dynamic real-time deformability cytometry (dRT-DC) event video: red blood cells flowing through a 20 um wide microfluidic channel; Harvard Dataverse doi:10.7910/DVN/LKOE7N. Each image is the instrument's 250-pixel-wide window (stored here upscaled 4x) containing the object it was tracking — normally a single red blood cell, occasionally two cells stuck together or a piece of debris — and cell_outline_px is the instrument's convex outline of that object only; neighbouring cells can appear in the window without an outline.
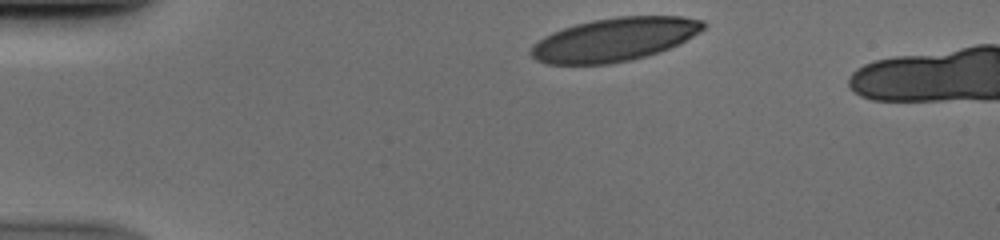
{"species": "human", "species_latin": "Homo sapiens", "temperature_condition": "cold", "stored_images_in_passage": 4, "camera_frame_rate_fps": 3000, "um_per_image_px": 0.085, "donor": {"sex": "male"}, "frame": {"image": 1, "passage_image": 1, "time_ms": 0.0, "image_size_px": [1000, 240], "cell_outline_px": [[708, 24], [700, 32], [680, 44], [632, 60], [608, 64], [548, 64], [536, 60], [528, 52], [532, 44], [544, 36], [552, 32], [576, 24], [592, 20], [616, 16], [680, 16], [704, 20]], "centroid_in_image_um": [52.23, 3.35], "position_along_channel_um": 32.8, "area_um2": 43.75}}